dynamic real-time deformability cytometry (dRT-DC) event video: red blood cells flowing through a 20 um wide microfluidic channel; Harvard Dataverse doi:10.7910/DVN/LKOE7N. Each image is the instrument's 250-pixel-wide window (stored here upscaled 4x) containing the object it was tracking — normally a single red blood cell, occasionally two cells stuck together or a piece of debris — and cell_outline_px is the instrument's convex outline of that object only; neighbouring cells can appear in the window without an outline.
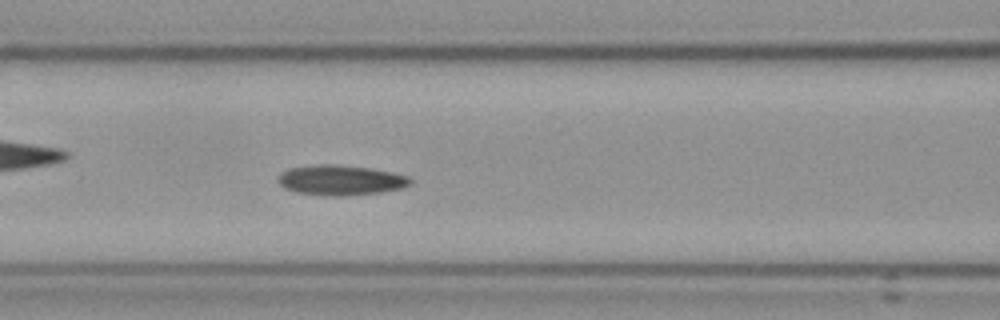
{"species": "Egyptian fruit bat (a non-hibernating species)", "species_latin": "Rousettus aegyptiacus", "temperature_condition": "cold", "stored_images_in_passage": 7, "segment_of_instrument_passage": [1, 2], "camera_frame_rate_fps": 3000, "um_per_image_px": 0.085, "frame": {"image": 1, "passage_image": 6, "time_ms": 6.0, "image_size_px": [1000, 320], "cell_outline_px": [[412, 184], [404, 188], [380, 192], [344, 196], [332, 196], [296, 192], [284, 188], [276, 180], [280, 172], [288, 168], [316, 164], [336, 164], [368, 168], [392, 172], [408, 176], [412, 180]], "centroid_in_image_um": [28.94, 15.31], "position_along_channel_um": 137.7, "area_um2": 23.41}}